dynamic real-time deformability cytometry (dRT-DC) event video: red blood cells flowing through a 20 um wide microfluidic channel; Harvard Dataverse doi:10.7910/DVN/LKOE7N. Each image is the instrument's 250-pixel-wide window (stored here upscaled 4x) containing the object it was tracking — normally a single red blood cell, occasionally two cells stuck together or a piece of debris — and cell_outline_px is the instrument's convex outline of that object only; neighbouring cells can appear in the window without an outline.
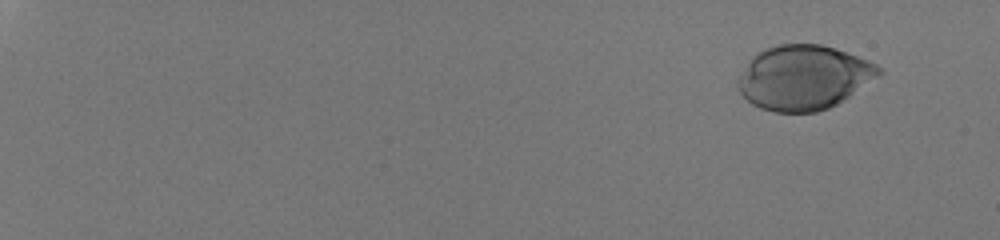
{"species": "human", "species_latin": "Homo sapiens", "temperature_condition": "room temperature", "stored_images_in_passage": 50, "camera_frame_rate_fps": 3000, "um_per_image_px": 0.085, "donor": {"sex": "male"}, "frame": {"image": 1, "passage_image": 1, "time_ms": 0.0, "image_size_px": [1000, 240], "cell_outline_px": [[884, 72], [836, 104], [828, 108], [816, 112], [776, 112], [760, 108], [752, 104], [736, 88], [736, 80], [752, 56], [768, 48], [780, 44], [820, 44], [836, 48], [868, 60], [876, 64]], "centroid_in_image_um": [68.29, 6.58], "position_along_channel_um": 16.7, "area_um2": 52.6}}
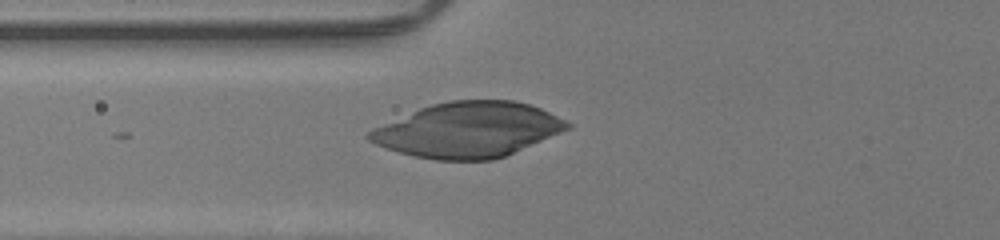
{"frame": {"image": 2, "passage_image": 22, "time_ms": 7.0, "image_size_px": [1000, 240], "cell_outline_px": [[572, 128], [504, 156], [492, 160], [436, 160], [412, 156], [376, 144], [368, 140], [364, 136], [372, 128], [420, 108], [432, 104], [452, 100], [516, 100], [540, 108], [572, 124]], "centroid_in_image_um": [39.77, 11.04], "position_along_channel_um": 86.0, "area_um2": 63.23}}
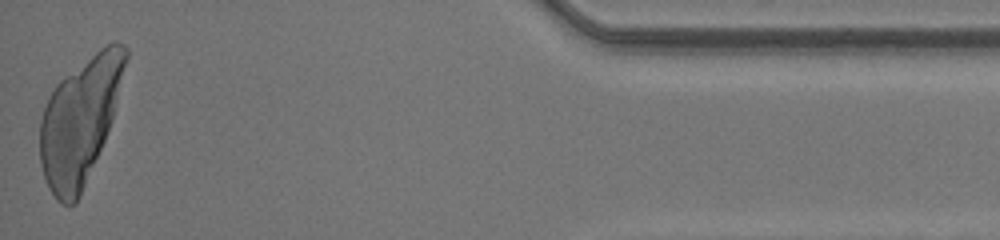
{"frame": {"image": 3, "passage_image": 50, "time_ms": 16.333, "image_size_px": [1000, 240], "cell_outline_px": [[128, 56], [112, 120], [104, 140], [80, 196], [76, 204], [60, 204], [56, 200], [48, 188], [40, 164], [40, 120], [44, 108], [56, 84], [60, 80], [100, 48], [116, 40], [124, 44], [128, 48]], "centroid_in_image_um": [6.79, 10.27], "position_along_channel_um": 428.4, "area_um2": 62.08}}